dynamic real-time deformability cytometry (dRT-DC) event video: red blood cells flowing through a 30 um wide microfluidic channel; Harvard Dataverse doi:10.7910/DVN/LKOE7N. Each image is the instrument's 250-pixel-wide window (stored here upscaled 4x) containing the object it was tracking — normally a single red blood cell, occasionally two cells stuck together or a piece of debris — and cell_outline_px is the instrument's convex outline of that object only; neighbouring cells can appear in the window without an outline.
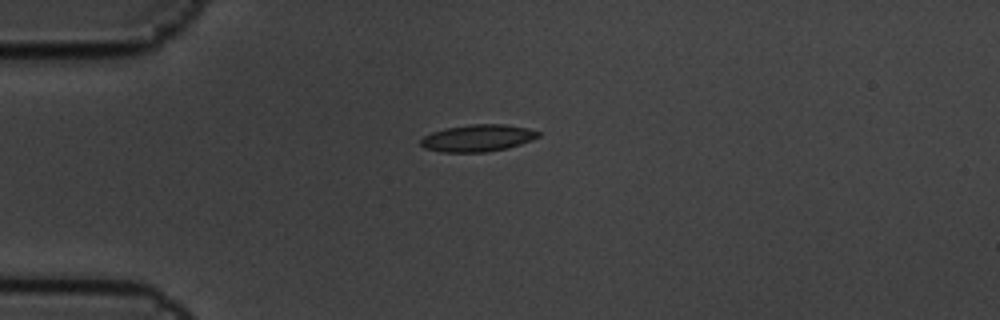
{"species": "common noctule bat (a hibernating species)", "species_latin": "Nyctalus noctula", "temperature_condition": "cold", "stored_images_in_passage": 3, "camera_frame_rate_fps": 3000, "um_per_image_px": 0.085, "animal": {"sex": "male", "body_mass_g": 19.5, "forearm_length_mm": 54.6}, "frame": {"image": 1, "passage_image": 1, "time_ms": 0.0, "image_size_px": [1000, 320], "cell_outline_px": [[540, 136], [532, 140], [508, 148], [484, 152], [444, 152], [424, 148], [420, 144], [420, 140], [424, 136], [432, 132], [444, 128], [472, 124], [504, 124], [528, 128], [540, 132]], "centroid_in_image_um": [40.61, 11.73], "position_along_channel_um": 44.4, "area_um2": 18.5}}
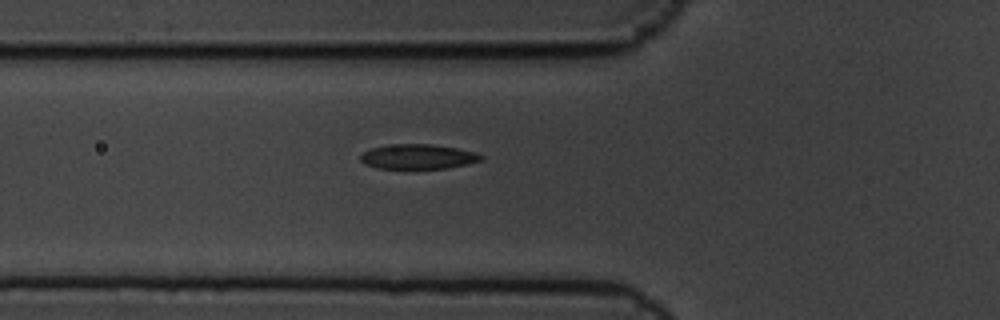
{"frame": {"image": 2, "passage_image": 3, "time_ms": 0.667, "image_size_px": [1000, 320], "cell_outline_px": [[484, 156], [480, 160], [448, 168], [416, 172], [376, 168], [364, 164], [360, 160], [360, 156], [364, 152], [372, 148], [388, 144], [432, 144], [456, 148], [476, 152]], "centroid_in_image_um": [35.47, 13.37], "position_along_channel_um": 90.3, "area_um2": 18.32}}